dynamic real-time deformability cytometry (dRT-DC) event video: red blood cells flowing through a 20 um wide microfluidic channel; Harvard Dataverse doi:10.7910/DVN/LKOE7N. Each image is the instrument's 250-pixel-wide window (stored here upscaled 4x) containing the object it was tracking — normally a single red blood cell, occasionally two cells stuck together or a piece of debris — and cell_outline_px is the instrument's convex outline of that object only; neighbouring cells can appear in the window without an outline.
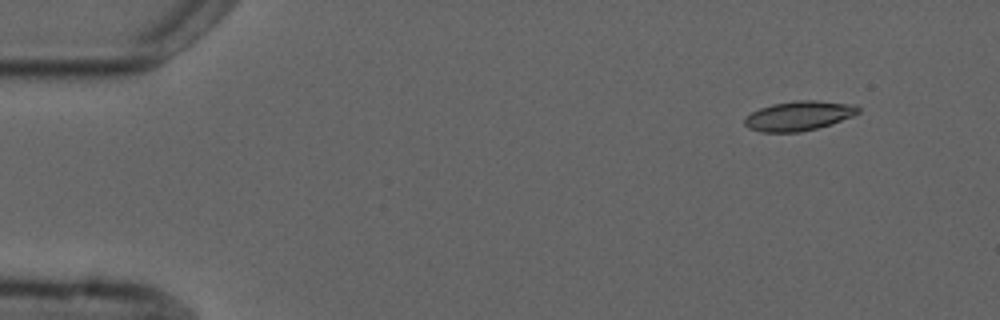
{"species": "common noctule bat (a hibernating species)", "species_latin": "Nyctalus noctula", "temperature_condition": "cold", "stored_images_in_passage": 3, "camera_frame_rate_fps": 3000, "um_per_image_px": 0.085, "animal": {"sex": "male", "forearm_length_mm": 52.5}, "frame": {"image": 1, "passage_image": 1, "time_ms": 0.0, "image_size_px": [1000, 320], "cell_outline_px": [[860, 112], [852, 116], [832, 124], [800, 132], [760, 132], [748, 128], [744, 124], [744, 120], [752, 112], [760, 108], [772, 104], [796, 100], [816, 100], [856, 104], [860, 108]], "centroid_in_image_um": [67.93, 9.84], "position_along_channel_um": 17.1, "area_um2": 19.65}}
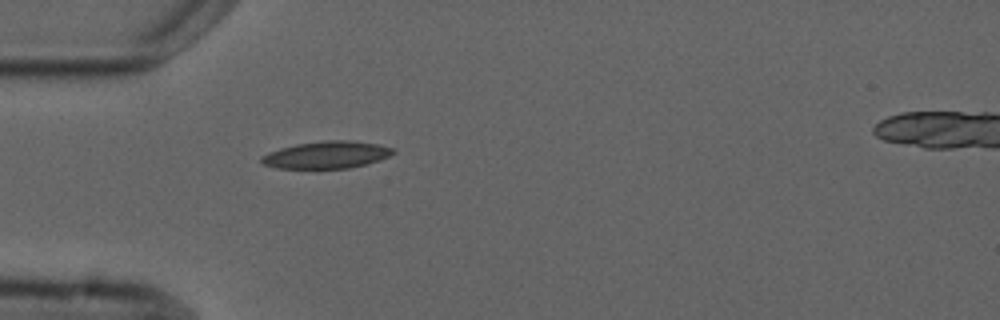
{"frame": {"image": 2, "passage_image": 3, "time_ms": 3.667, "image_size_px": [1000, 320], "cell_outline_px": [[396, 152], [380, 160], [348, 168], [316, 172], [276, 168], [264, 164], [260, 160], [260, 156], [268, 152], [280, 148], [296, 144], [324, 140], [348, 140], [376, 144], [392, 148]], "centroid_in_image_um": [27.67, 13.21], "position_along_channel_um": 57.3, "area_um2": 21.73}}